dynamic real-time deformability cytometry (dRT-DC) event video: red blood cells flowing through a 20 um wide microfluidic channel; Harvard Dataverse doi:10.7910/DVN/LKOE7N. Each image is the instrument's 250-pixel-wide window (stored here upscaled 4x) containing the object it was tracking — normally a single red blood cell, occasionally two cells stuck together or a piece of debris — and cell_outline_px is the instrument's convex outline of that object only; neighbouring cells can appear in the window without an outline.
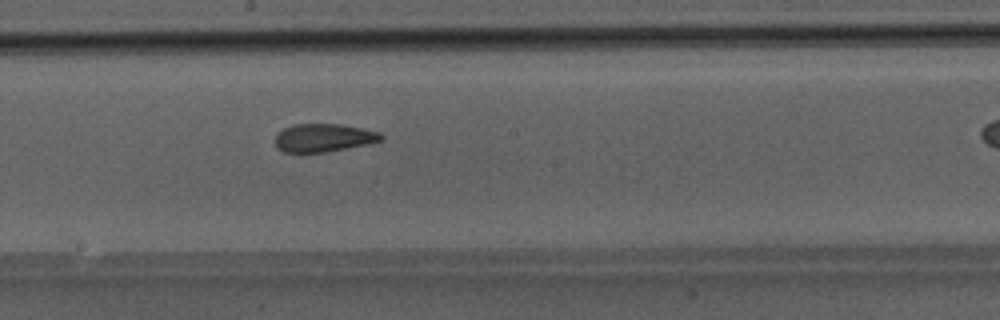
{"species": "Egyptian fruit bat (a non-hibernating species)", "species_latin": "Rousettus aegyptiacus", "temperature_condition": "room temperature", "stored_images_in_passage": 31, "camera_frame_rate_fps": 3000, "um_per_image_px": 0.085, "animal": {"sex": "male"}, "frame": {"image": 1, "passage_image": 18, "time_ms": 5.667, "image_size_px": [1000, 320], "cell_outline_px": [[384, 140], [368, 144], [324, 152], [284, 152], [276, 148], [276, 132], [284, 128], [296, 124], [344, 124], [364, 128], [380, 132], [384, 136]], "centroid_in_image_um": [27.54, 11.7], "position_along_channel_um": 220.7, "area_um2": 17.51}}